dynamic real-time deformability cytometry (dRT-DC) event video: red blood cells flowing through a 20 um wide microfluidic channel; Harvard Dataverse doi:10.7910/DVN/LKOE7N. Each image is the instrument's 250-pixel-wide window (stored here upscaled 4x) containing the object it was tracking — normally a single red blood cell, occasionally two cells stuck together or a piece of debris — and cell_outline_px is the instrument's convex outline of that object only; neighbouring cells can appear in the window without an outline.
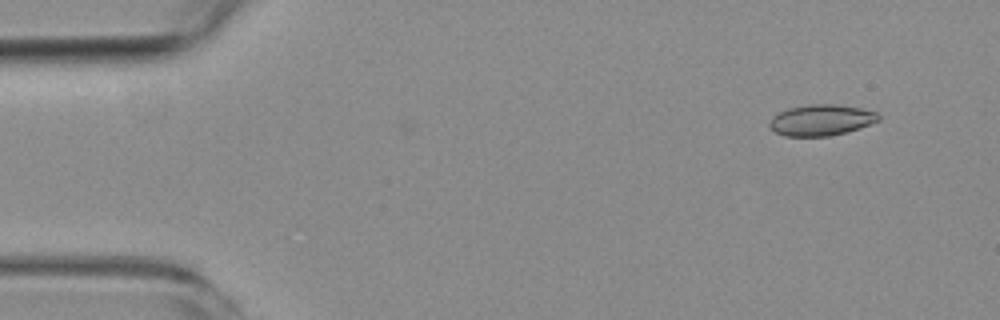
{"species": "common noctule bat (a hibernating species)", "species_latin": "Nyctalus noctula", "temperature_condition": "room temperature", "stored_images_in_passage": 4, "camera_frame_rate_fps": 3000, "um_per_image_px": 0.085, "animal": {"sex": "female", "body_mass_g": 19.3, "forearm_length_mm": 54.1}, "frame": {"image": 1, "passage_image": 2, "time_ms": 1.0, "image_size_px": [1000, 320], "cell_outline_px": [[880, 120], [848, 132], [828, 136], [784, 136], [776, 132], [768, 124], [772, 116], [788, 108], [808, 104], [836, 104], [860, 108], [876, 112], [880, 116]], "centroid_in_image_um": [69.8, 10.2], "position_along_channel_um": 15.2, "area_um2": 19.71}}
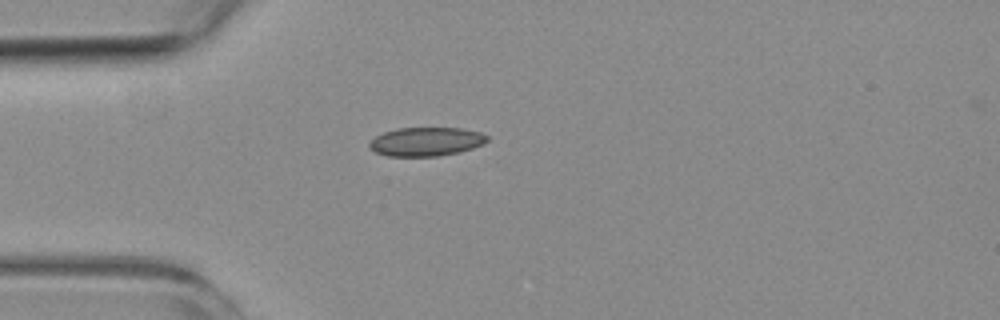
{"frame": {"image": 2, "passage_image": 4, "time_ms": 4.333, "image_size_px": [1000, 320], "cell_outline_px": [[488, 140], [484, 144], [460, 152], [436, 156], [388, 156], [376, 152], [368, 148], [368, 144], [376, 136], [384, 132], [396, 128], [460, 128], [480, 132], [488, 136]], "centroid_in_image_um": [36.22, 12.04], "position_along_channel_um": 48.8, "area_um2": 19.77}}